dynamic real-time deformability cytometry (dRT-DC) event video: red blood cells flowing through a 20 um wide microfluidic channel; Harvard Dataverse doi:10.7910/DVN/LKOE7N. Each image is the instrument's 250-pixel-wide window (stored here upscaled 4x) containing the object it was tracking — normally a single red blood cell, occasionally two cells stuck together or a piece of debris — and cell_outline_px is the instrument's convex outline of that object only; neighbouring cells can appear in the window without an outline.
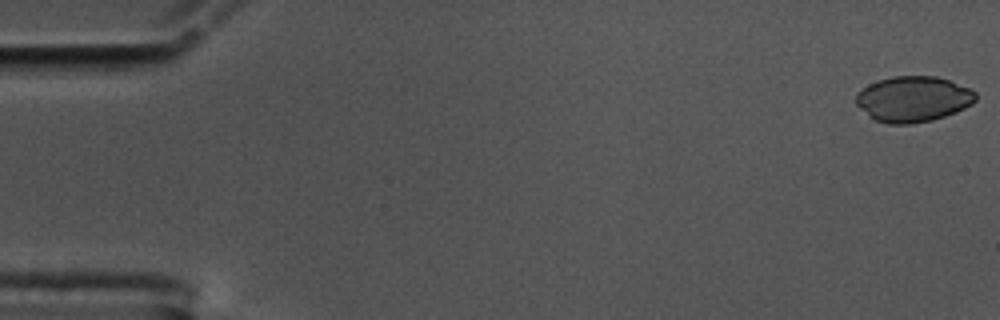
{"species": "common noctule bat (a hibernating species)", "species_latin": "Nyctalus noctula", "temperature_condition": "cold", "stored_images_in_passage": 57, "camera_frame_rate_fps": 3000, "um_per_image_px": 0.085, "animal": {"sex": "male", "body_mass_g": 17.5, "forearm_length_mm": 52.3}, "frame": {"image": 1, "passage_image": 1, "time_ms": 0.0, "image_size_px": [1000, 320], "cell_outline_px": [[976, 100], [972, 104], [956, 112], [932, 120], [912, 124], [888, 124], [876, 120], [860, 108], [856, 104], [856, 96], [868, 84], [892, 76], [936, 76], [972, 88], [976, 92]], "centroid_in_image_um": [77.66, 8.42], "position_along_channel_um": 7.3, "area_um2": 31.73}}